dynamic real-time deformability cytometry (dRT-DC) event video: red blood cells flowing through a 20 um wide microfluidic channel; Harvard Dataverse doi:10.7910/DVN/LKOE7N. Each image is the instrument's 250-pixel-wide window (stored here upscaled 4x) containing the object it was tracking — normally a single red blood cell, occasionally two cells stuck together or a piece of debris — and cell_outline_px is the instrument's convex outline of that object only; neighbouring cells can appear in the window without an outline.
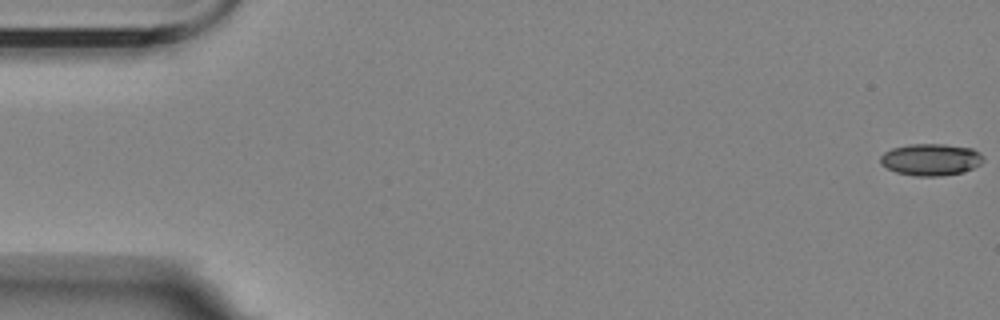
{"species": "Egyptian fruit bat (a non-hibernating species)", "species_latin": "Rousettus aegyptiacus", "temperature_condition": "room temperature", "stored_images_in_passage": 55, "camera_frame_rate_fps": 3000, "um_per_image_px": 0.085, "animal": {"sex": "female"}, "frame": {"image": 1, "passage_image": 1, "time_ms": 0.0, "image_size_px": [1000, 320], "cell_outline_px": [[984, 160], [980, 164], [964, 172], [944, 176], [916, 176], [896, 172], [880, 164], [880, 156], [884, 152], [892, 148], [912, 144], [944, 144], [972, 148], [980, 152], [984, 156]], "centroid_in_image_um": [79.14, 13.56], "position_along_channel_um": 5.9, "area_um2": 19.25}}
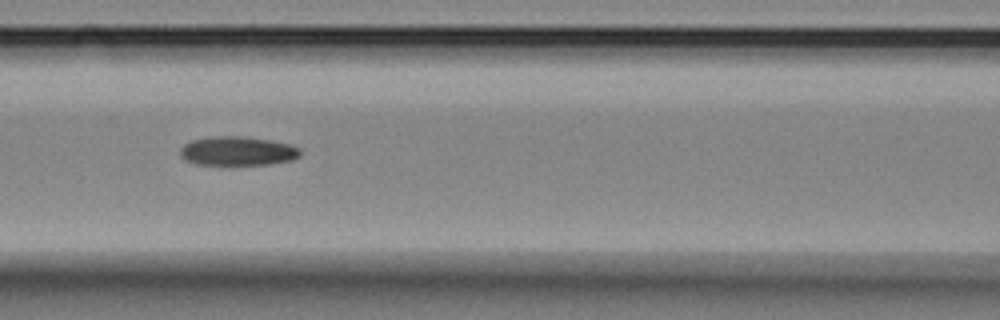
{"frame": {"image": 2, "passage_image": 25, "time_ms": 8.0, "image_size_px": [1000, 320], "cell_outline_px": [[300, 156], [292, 160], [268, 164], [196, 164], [184, 160], [180, 156], [180, 148], [184, 144], [192, 140], [212, 136], [244, 136], [268, 140], [288, 144], [300, 148]], "centroid_in_image_um": [20.16, 12.83], "position_along_channel_um": 146.4, "area_um2": 20.23}}
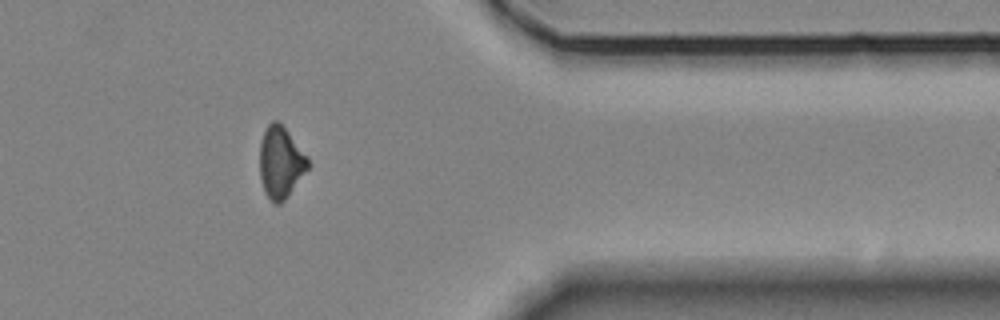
{"frame": {"image": 3, "passage_image": 47, "time_ms": 15.333, "image_size_px": [1000, 320], "cell_outline_px": [[308, 168], [288, 196], [280, 204], [272, 204], [264, 192], [260, 176], [260, 144], [264, 132], [268, 124], [272, 120], [280, 120], [308, 156]], "centroid_in_image_um": [23.85, 13.78], "position_along_channel_um": 387.6, "area_um2": 20.35}}